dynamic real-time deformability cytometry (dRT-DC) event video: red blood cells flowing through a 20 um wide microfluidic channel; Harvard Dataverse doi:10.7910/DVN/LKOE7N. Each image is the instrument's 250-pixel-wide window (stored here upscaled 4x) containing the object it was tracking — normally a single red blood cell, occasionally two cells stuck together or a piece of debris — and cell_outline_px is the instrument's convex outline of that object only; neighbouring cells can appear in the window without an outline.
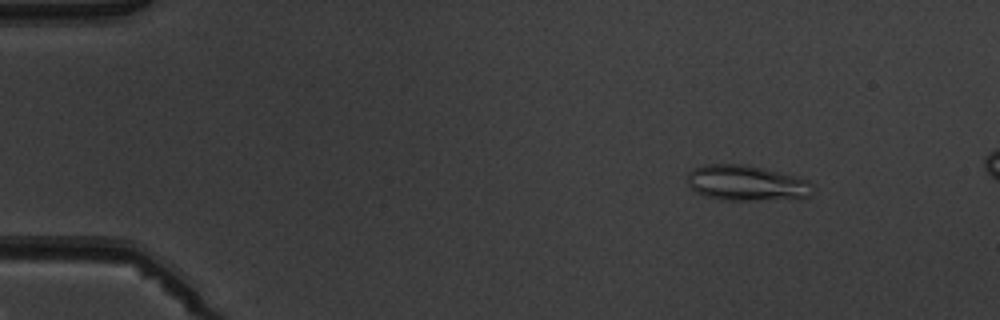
{"species": "common noctule bat (a hibernating species)", "species_latin": "Nyctalus noctula", "temperature_condition": "warm", "stored_images_in_passage": 4, "camera_frame_rate_fps": 3000, "um_per_image_px": 0.085, "animal": {"sex": "male", "body_mass_g": 19.5, "forearm_length_mm": 54.6}, "frame": {"image": 1, "passage_image": 2, "time_ms": 1.333, "image_size_px": [1000, 320], "cell_outline_px": [[816, 188], [808, 196], [800, 200], [720, 200], [704, 196], [696, 192], [688, 184], [688, 172], [692, 168], [704, 164], [744, 164], [808, 180], [816, 184]], "centroid_in_image_um": [63.49, 15.59], "position_along_channel_um": 21.5, "area_um2": 26.36}}